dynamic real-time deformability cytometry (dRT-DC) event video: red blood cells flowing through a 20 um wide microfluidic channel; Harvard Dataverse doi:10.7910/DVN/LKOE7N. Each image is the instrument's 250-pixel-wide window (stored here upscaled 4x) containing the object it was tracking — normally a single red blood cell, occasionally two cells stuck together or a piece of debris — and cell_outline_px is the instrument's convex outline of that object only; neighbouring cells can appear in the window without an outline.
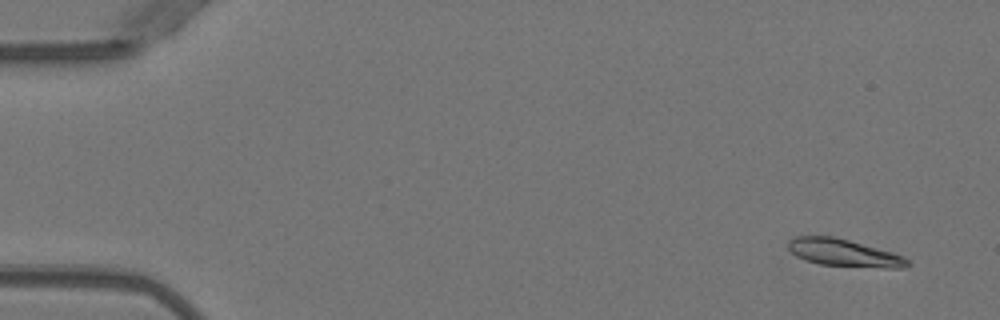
{"species": "Egyptian fruit bat (a non-hibernating species)", "species_latin": "Rousettus aegyptiacus", "temperature_condition": "warm", "stored_images_in_passage": 5, "camera_frame_rate_fps": 3000, "um_per_image_px": 0.085, "animal": {"sex": "female"}, "frame": {"image": 1, "passage_image": 1, "time_ms": 0.0, "image_size_px": [1000, 320], "cell_outline_px": [[912, 264], [904, 268], [884, 268], [820, 264], [804, 260], [796, 256], [788, 248], [788, 240], [796, 236], [832, 236], [848, 240], [892, 252], [904, 256]], "centroid_in_image_um": [71.74, 21.49], "position_along_channel_um": 13.3, "area_um2": 18.96}}
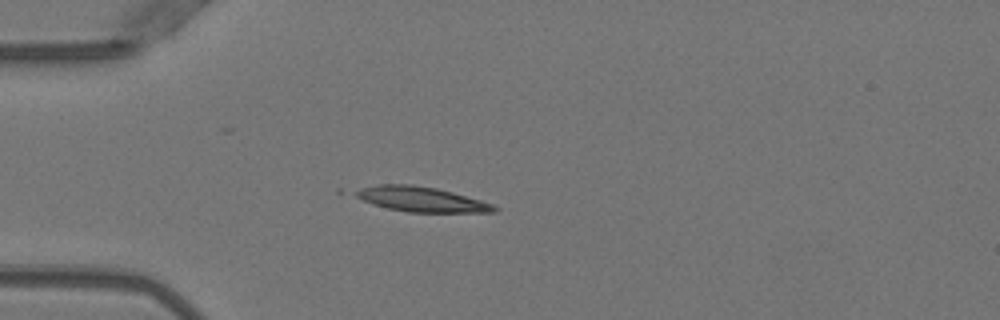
{"frame": {"image": 2, "passage_image": 4, "time_ms": 1.0, "image_size_px": [1000, 320], "cell_outline_px": [[500, 208], [496, 212], [408, 212], [388, 208], [364, 200], [348, 192], [360, 188], [380, 184], [412, 184], [436, 188], [452, 192], [480, 200], [492, 204]], "centroid_in_image_um": [35.8, 16.93], "position_along_channel_um": 49.2, "area_um2": 20.06}}